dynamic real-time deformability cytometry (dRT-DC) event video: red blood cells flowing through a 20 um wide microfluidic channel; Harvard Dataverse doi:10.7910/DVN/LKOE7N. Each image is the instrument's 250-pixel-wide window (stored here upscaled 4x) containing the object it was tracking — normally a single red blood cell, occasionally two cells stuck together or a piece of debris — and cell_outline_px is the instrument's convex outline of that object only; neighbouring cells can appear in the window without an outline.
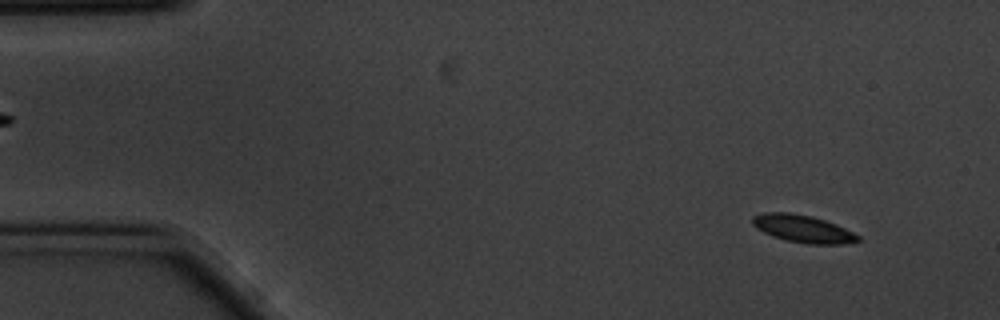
{"species": "common noctule bat (a hibernating species)", "species_latin": "Nyctalus noctula", "temperature_condition": "cold", "stored_images_in_passage": 57, "camera_frame_rate_fps": 3000, "um_per_image_px": 0.085, "animal": {"sex": "male", "body_mass_g": 20.1, "forearm_length_mm": 53.5}, "frame": {"image": 1, "passage_image": 5, "time_ms": 1.333, "image_size_px": [1000, 320], "cell_outline_px": [[860, 240], [844, 244], [808, 244], [788, 240], [772, 236], [756, 228], [752, 224], [752, 216], [764, 212], [792, 212], [812, 216], [836, 224], [860, 236]], "centroid_in_image_um": [68.22, 19.43], "position_along_channel_um": 16.8, "area_um2": 16.88}}
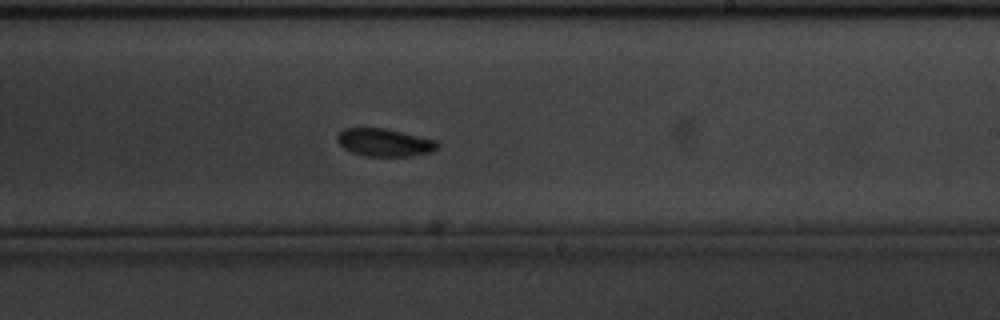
{"frame": {"image": 2, "passage_image": 34, "time_ms": 11.0, "image_size_px": [1000, 320], "cell_outline_px": [[440, 144], [432, 152], [412, 156], [364, 156], [352, 152], [344, 148], [336, 140], [336, 136], [344, 128], [384, 128], [436, 140]], "centroid_in_image_um": [32.67, 12.11], "position_along_channel_um": 256.3, "area_um2": 16.18}}
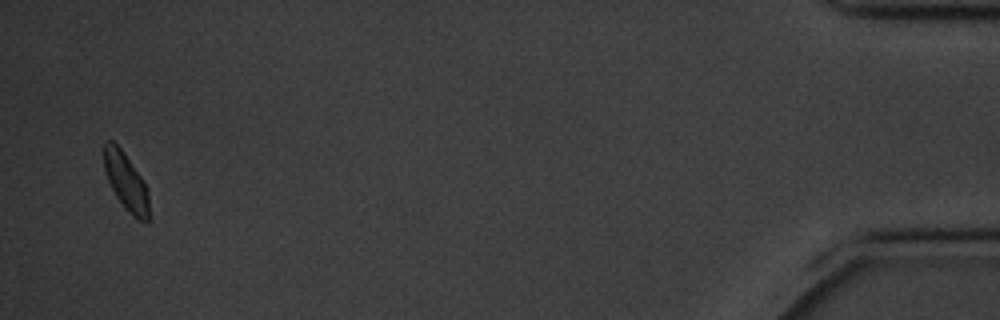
{"frame": {"image": 3, "passage_image": 56, "time_ms": 18.333, "image_size_px": [1000, 320], "cell_outline_px": [[148, 224], [144, 224], [128, 212], [124, 208], [116, 196], [104, 172], [104, 140], [112, 140], [124, 152], [144, 180], [148, 192]], "centroid_in_image_um": [10.71, 15.44], "position_along_channel_um": 424.5, "area_um2": 15.26}}